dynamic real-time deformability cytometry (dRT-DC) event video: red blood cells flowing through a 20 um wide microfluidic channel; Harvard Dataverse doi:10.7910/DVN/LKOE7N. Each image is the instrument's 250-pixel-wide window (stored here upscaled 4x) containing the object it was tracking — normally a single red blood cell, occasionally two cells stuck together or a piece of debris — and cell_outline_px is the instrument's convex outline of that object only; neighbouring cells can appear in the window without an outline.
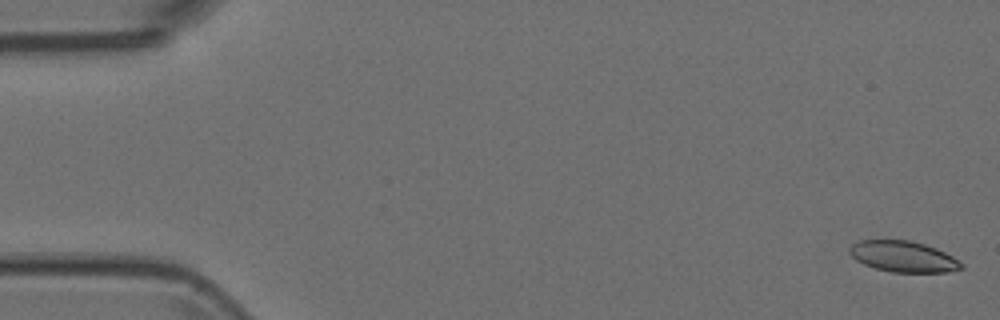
{"species": "Egyptian fruit bat (a non-hibernating species)", "species_latin": "Rousettus aegyptiacus", "temperature_condition": "room temperature", "stored_images_in_passage": 16, "camera_frame_rate_fps": 3000, "um_per_image_px": 0.085, "animal": {"sex": "female"}, "frame": {"image": 1, "passage_image": 1, "time_ms": 0.0, "image_size_px": [1000, 320], "cell_outline_px": [[964, 268], [948, 272], [892, 272], [876, 268], [864, 264], [856, 260], [848, 252], [848, 248], [852, 244], [860, 240], [908, 240], [924, 244], [936, 248], [952, 256], [964, 264]], "centroid_in_image_um": [76.78, 21.81], "position_along_channel_um": 8.2, "area_um2": 20.17}}